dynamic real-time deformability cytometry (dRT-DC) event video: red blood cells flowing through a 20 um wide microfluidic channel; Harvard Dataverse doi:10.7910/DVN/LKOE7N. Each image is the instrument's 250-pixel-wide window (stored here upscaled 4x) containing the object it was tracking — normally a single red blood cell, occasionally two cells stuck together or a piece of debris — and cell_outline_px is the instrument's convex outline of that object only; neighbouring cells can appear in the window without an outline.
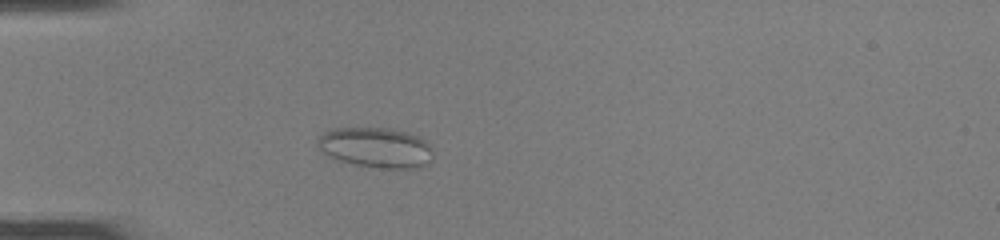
{"species": "common noctule bat (a hibernating species)", "species_latin": "Nyctalus noctula", "temperature_condition": "room temperature", "stored_images_in_passage": 45, "camera_frame_rate_fps": 3000, "um_per_image_px": 0.085, "animal": {"sex": "female", "body_mass_g": 22.0, "forearm_length_mm": 56.7}, "frame": {"image": 1, "passage_image": 11, "time_ms": 3.333, "image_size_px": [1000, 240], "cell_outline_px": [[432, 160], [420, 168], [380, 168], [352, 164], [328, 156], [316, 144], [320, 136], [324, 132], [332, 128], [392, 128], [408, 132], [420, 136], [432, 148]], "centroid_in_image_um": [31.98, 12.54], "position_along_channel_um": 53.0, "area_um2": 27.22}}
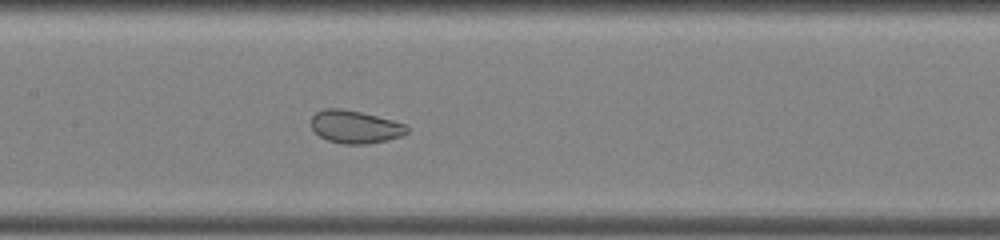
{"frame": {"image": 2, "passage_image": 21, "time_ms": 6.667, "image_size_px": [1000, 240], "cell_outline_px": [[408, 132], [400, 136], [388, 140], [368, 144], [344, 144], [328, 140], [320, 136], [312, 128], [312, 116], [316, 112], [324, 108], [340, 108], [360, 112], [392, 120], [404, 124], [408, 128]], "centroid_in_image_um": [30.18, 10.78], "position_along_channel_um": 177.2, "area_um2": 18.15}}
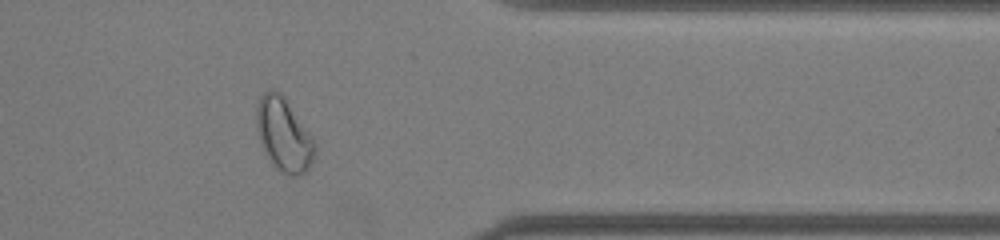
{"frame": {"image": 3, "passage_image": 37, "time_ms": 12.0, "image_size_px": [1000, 240], "cell_outline_px": [[316, 152], [312, 164], [304, 172], [292, 176], [276, 168], [268, 160], [264, 152], [256, 128], [256, 108], [260, 96], [268, 88], [272, 88], [280, 92], [284, 96], [312, 136], [316, 144]], "centroid_in_image_um": [24.11, 11.42], "position_along_channel_um": 387.3, "area_um2": 25.09}, "authors_computed_cell_mechanics": {"area_um2": 24.5072, "velocity_mm_per_s": 4.1197, "shape_relaxation_time_tau1_ms": null, "shape_relaxation_time_tau2_ms": 0.8107, "deformation_change_tau1": null, "deformation_change_tau2": 0.0608}}